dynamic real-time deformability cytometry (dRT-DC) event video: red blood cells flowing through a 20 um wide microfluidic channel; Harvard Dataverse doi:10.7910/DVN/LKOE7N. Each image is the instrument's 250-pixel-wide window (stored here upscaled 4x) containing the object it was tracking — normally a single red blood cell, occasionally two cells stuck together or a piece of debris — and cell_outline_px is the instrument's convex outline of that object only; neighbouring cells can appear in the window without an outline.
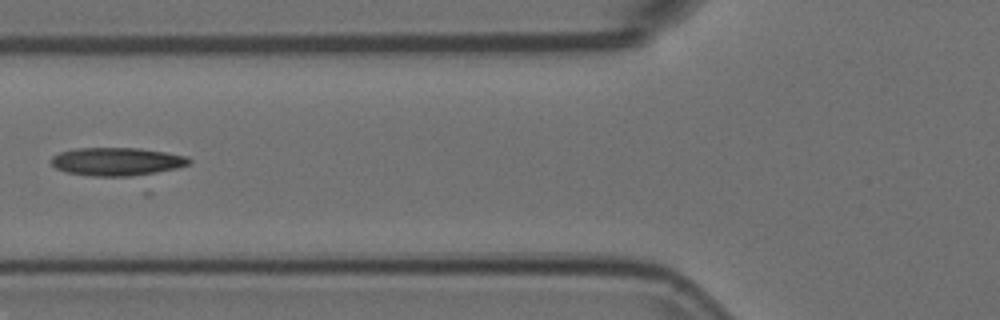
{"species": "Egyptian fruit bat (a non-hibernating species)", "species_latin": "Rousettus aegyptiacus", "temperature_condition": "room temperature", "stored_images_in_passage": 6, "camera_frame_rate_fps": 3000, "um_per_image_px": 0.085, "animal": {"sex": "female"}, "frame": {"image": 1, "passage_image": 5, "time_ms": 1.333, "image_size_px": [1000, 320], "cell_outline_px": [[192, 160], [188, 164], [176, 168], [148, 176], [92, 176], [64, 172], [56, 168], [52, 164], [52, 156], [60, 152], [76, 148], [140, 148], [188, 156]], "centroid_in_image_um": [9.97, 13.75], "position_along_channel_um": 115.8, "area_um2": 22.95}}
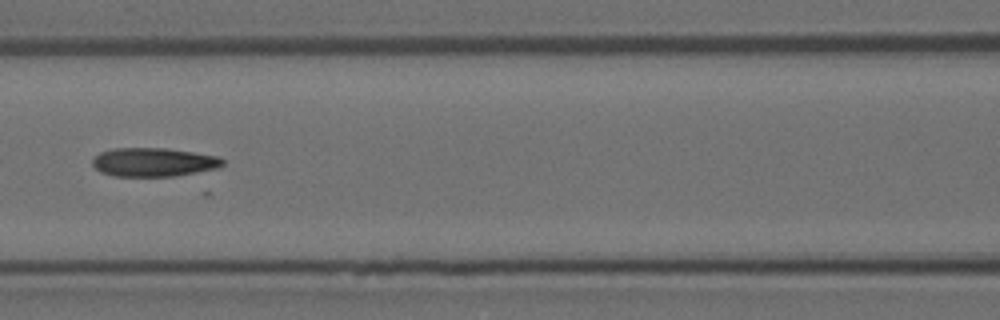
{"frame": {"image": 2, "passage_image": 6, "time_ms": 1.667, "image_size_px": [1000, 320], "cell_outline_px": [[224, 164], [216, 168], [176, 176], [112, 176], [100, 172], [92, 164], [92, 160], [100, 152], [112, 148], [164, 148], [220, 156], [224, 160]], "centroid_in_image_um": [13.04, 13.78], "position_along_channel_um": 153.6, "area_um2": 21.79}}